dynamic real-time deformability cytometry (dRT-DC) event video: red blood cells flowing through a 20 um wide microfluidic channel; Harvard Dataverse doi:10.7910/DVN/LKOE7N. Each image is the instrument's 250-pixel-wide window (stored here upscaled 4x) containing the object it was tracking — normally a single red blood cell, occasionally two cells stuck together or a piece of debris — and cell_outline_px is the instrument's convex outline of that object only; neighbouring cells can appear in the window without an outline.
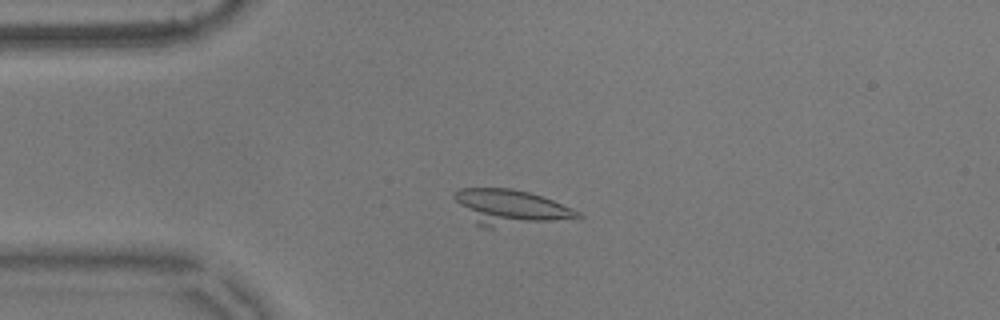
{"species": "common noctule bat (a hibernating species)", "species_latin": "Nyctalus noctula", "temperature_condition": "warm", "stored_images_in_passage": 56, "camera_frame_rate_fps": 3000, "um_per_image_px": 0.085, "animal": {"sex": "male", "body_mass_g": 17.9}, "frame": {"image": 1, "passage_image": 13, "time_ms": 4.0, "image_size_px": [1000, 320], "cell_outline_px": [[584, 216], [492, 228], [484, 228], [476, 224], [452, 196], [460, 188], [512, 188], [528, 192], [552, 200], [572, 208], [580, 212]], "centroid_in_image_um": [43.33, 17.61], "position_along_channel_um": 41.7, "area_um2": 24.74}}
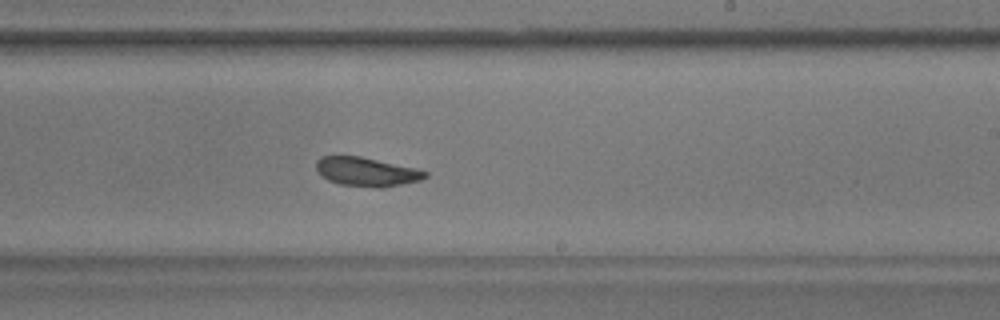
{"frame": {"image": 2, "passage_image": 33, "time_ms": 10.667, "image_size_px": [1000, 320], "cell_outline_px": [[428, 176], [420, 180], [384, 188], [376, 188], [340, 184], [328, 180], [316, 168], [316, 160], [320, 156], [360, 156], [416, 168], [428, 172]], "centroid_in_image_um": [31.18, 14.6], "position_along_channel_um": 257.8, "area_um2": 18.32}}
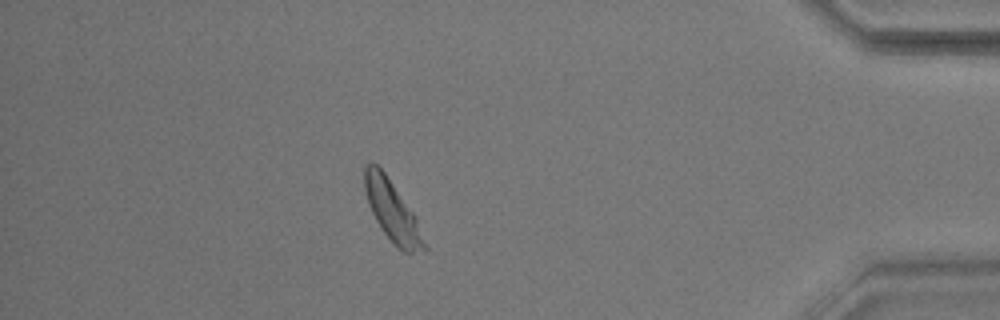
{"frame": {"image": 3, "passage_image": 49, "time_ms": 16.0, "image_size_px": [1000, 320], "cell_outline_px": [[428, 248], [412, 252], [404, 252], [396, 248], [380, 228], [368, 204], [364, 188], [364, 164], [376, 164], [384, 172], [416, 216]], "centroid_in_image_um": [33.34, 17.96], "position_along_channel_um": 401.9, "area_um2": 20.92}, "authors_computed_cell_mechanics": {"area_um2": 19.5653, "velocity_mm_per_s": 3.56, "shape_relaxation_time_tau1_ms": 5.0592, "shape_relaxation_time_tau2_ms": 1.927, "deformation_change_tau1": 0.1451, "deformation_change_tau2": 0.0691}}